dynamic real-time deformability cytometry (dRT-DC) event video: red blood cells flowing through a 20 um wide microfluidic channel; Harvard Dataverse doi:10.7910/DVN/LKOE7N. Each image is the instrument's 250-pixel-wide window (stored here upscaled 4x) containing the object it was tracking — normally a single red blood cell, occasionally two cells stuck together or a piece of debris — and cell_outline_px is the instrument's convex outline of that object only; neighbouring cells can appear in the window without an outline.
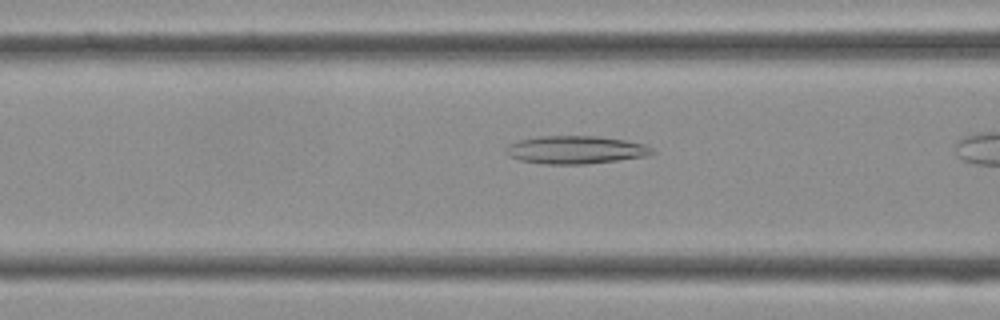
{"species": "Egyptian fruit bat (a non-hibernating species)", "species_latin": "Rousettus aegyptiacus", "temperature_condition": "cold", "stored_images_in_passage": 14, "camera_frame_rate_fps": 3000, "um_per_image_px": 0.085, "frame": {"image": 1, "passage_image": 12, "time_ms": 3.667, "image_size_px": [1000, 320], "cell_outline_px": [[656, 152], [648, 156], [584, 164], [544, 164], [520, 160], [508, 156], [504, 152], [504, 148], [508, 144], [516, 140], [536, 136], [600, 136], [624, 140], [644, 144], [652, 148]], "centroid_in_image_um": [48.87, 12.73], "position_along_channel_um": 117.7, "area_um2": 24.04}}